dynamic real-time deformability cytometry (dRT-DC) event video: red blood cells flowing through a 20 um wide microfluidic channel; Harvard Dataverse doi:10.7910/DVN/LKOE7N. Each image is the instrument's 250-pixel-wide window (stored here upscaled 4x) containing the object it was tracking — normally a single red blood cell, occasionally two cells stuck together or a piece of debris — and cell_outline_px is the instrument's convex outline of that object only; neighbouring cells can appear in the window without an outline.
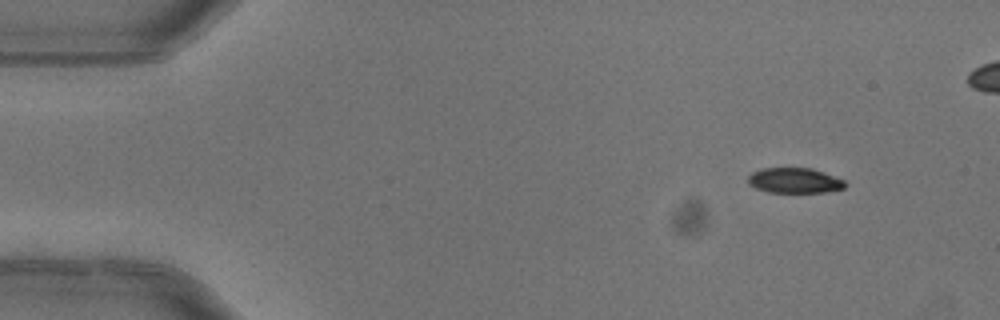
{"species": "common noctule bat (a hibernating species)", "species_latin": "Nyctalus noctula", "temperature_condition": "warm", "stored_images_in_passage": 6, "camera_frame_rate_fps": 3000, "um_per_image_px": 0.085, "animal": {"sex": "female"}, "frame": {"image": 1, "passage_image": 1, "time_ms": 0.0, "image_size_px": [1000, 320], "cell_outline_px": [[848, 184], [844, 188], [824, 192], [768, 192], [756, 188], [748, 184], [748, 176], [752, 172], [760, 168], [812, 168], [824, 172], [844, 180]], "centroid_in_image_um": [67.53, 15.34], "position_along_channel_um": 17.5, "area_um2": 14.33}}